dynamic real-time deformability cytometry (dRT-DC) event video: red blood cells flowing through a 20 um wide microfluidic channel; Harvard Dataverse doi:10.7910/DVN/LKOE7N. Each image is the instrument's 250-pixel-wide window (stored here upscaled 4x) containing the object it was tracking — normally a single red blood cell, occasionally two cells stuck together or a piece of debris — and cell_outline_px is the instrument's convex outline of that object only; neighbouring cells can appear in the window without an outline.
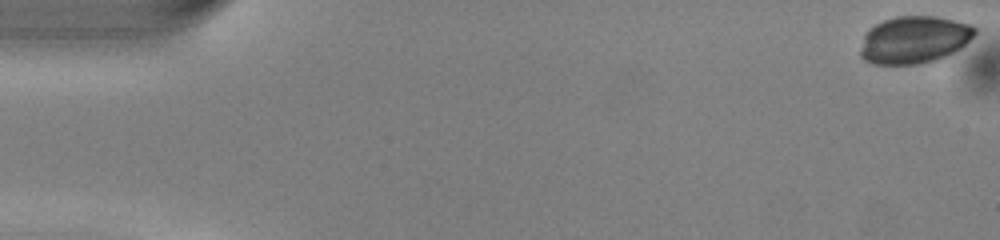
{"species": "common noctule bat (a hibernating species)", "species_latin": "Nyctalus noctula", "temperature_condition": "warm", "stored_images_in_passage": 51, "camera_frame_rate_fps": 3000, "um_per_image_px": 0.085, "animal": {"sex": "male", "body_mass_g": 13.0, "forearm_length_mm": 53.1}, "frame": {"image": 1, "passage_image": 1, "time_ms": 0.0, "image_size_px": [1000, 240], "cell_outline_px": [[976, 32], [960, 48], [936, 60], [916, 64], [872, 64], [864, 60], [860, 56], [860, 48], [864, 36], [868, 28], [884, 20], [896, 16], [936, 16], [972, 24], [976, 28]], "centroid_in_image_um": [77.67, 3.37], "position_along_channel_um": 7.3, "area_um2": 31.5}}
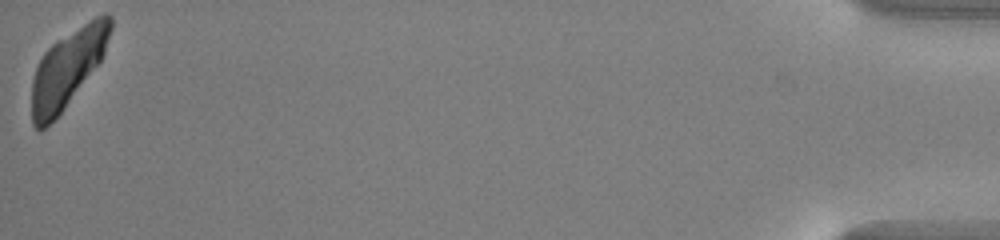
{"frame": {"image": 2, "passage_image": 51, "time_ms": 16.667, "image_size_px": [1000, 240], "cell_outline_px": [[112, 28], [104, 52], [100, 60], [64, 108], [40, 132], [32, 124], [32, 80], [36, 68], [44, 52], [56, 40], [96, 16], [104, 12], [108, 12], [112, 16]], "centroid_in_image_um": [5.74, 5.76], "position_along_channel_um": 429.5, "area_um2": 34.74}}